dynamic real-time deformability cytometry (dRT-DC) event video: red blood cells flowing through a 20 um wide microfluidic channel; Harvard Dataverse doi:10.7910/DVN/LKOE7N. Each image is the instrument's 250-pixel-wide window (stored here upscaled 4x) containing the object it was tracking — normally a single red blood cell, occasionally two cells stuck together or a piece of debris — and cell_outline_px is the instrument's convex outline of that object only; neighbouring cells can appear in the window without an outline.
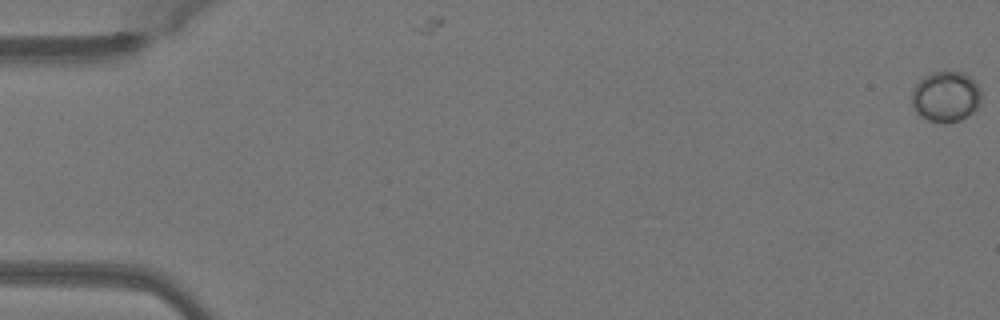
{"species": "Egyptian fruit bat (a non-hibernating species)", "species_latin": "Rousettus aegyptiacus", "temperature_condition": "warm", "stored_images_in_passage": 4, "camera_frame_rate_fps": 3000, "um_per_image_px": 0.085, "animal": {"sex": "female"}, "frame": {"image": 1, "passage_image": 1, "time_ms": 0.0, "image_size_px": [1000, 320], "cell_outline_px": [[980, 104], [972, 112], [960, 120], [928, 120], [920, 116], [912, 108], [912, 92], [916, 84], [924, 76], [932, 72], [964, 72], [980, 88]], "centroid_in_image_um": [80.37, 8.18], "position_along_channel_um": 4.6, "area_um2": 20.0}}